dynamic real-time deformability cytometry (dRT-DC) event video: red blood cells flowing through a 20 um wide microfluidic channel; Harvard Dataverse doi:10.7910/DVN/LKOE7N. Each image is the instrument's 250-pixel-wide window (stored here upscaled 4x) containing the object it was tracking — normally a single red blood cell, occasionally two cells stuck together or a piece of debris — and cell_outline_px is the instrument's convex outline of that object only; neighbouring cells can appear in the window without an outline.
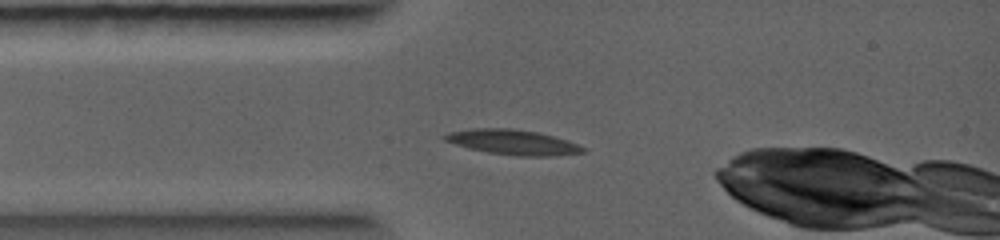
{"species": "common noctule bat (a hibernating species)", "species_latin": "Nyctalus noctula", "temperature_condition": "warm", "stored_images_in_passage": 1, "camera_frame_rate_fps": 5000, "um_per_image_px": 0.085, "animal": {"sex": "female", "body_mass_g": 19.0, "forearm_length_mm": 56.7}, "frame": {"image": 1, "passage_image": 1, "time_ms": 0.0, "image_size_px": [1000, 240], "cell_outline_px": [[588, 152], [552, 156], [520, 156], [488, 152], [468, 148], [444, 140], [440, 136], [448, 132], [472, 128], [512, 128], [536, 132], [568, 140], [588, 148]], "centroid_in_image_um": [43.62, 12.08], "position_along_channel_um": 41.4, "area_um2": 20.29}}